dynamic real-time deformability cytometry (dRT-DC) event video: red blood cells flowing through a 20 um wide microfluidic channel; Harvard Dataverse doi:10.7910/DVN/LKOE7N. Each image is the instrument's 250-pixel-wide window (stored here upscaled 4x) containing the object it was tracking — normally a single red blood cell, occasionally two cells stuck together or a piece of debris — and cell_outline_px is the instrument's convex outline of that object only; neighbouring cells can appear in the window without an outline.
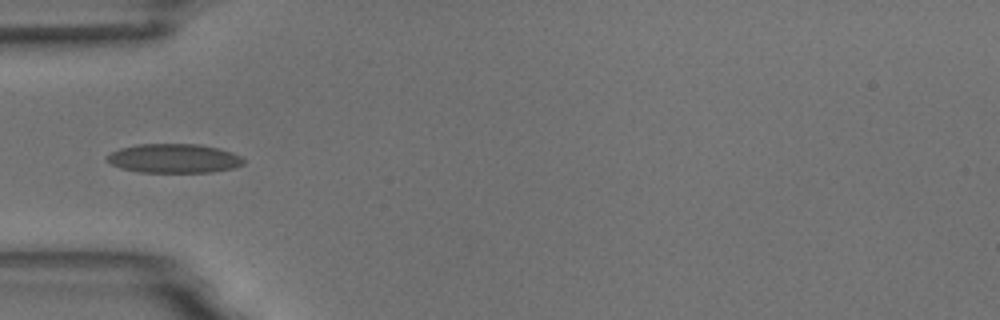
{"species": "common noctule bat (a hibernating species)", "species_latin": "Nyctalus noctula", "temperature_condition": "room temperature", "stored_images_in_passage": 8, "camera_frame_rate_fps": 3000, "um_per_image_px": 0.085, "animal": {"sex": "male", "body_mass_g": 18.8}, "frame": {"image": 1, "passage_image": 5, "time_ms": 5.667, "image_size_px": [1000, 320], "cell_outline_px": [[244, 164], [232, 168], [212, 172], [140, 172], [120, 168], [104, 160], [104, 156], [120, 148], [136, 144], [200, 144], [232, 152], [240, 156], [244, 160]], "centroid_in_image_um": [14.74, 13.46], "position_along_channel_um": 70.3, "area_um2": 23.24}}